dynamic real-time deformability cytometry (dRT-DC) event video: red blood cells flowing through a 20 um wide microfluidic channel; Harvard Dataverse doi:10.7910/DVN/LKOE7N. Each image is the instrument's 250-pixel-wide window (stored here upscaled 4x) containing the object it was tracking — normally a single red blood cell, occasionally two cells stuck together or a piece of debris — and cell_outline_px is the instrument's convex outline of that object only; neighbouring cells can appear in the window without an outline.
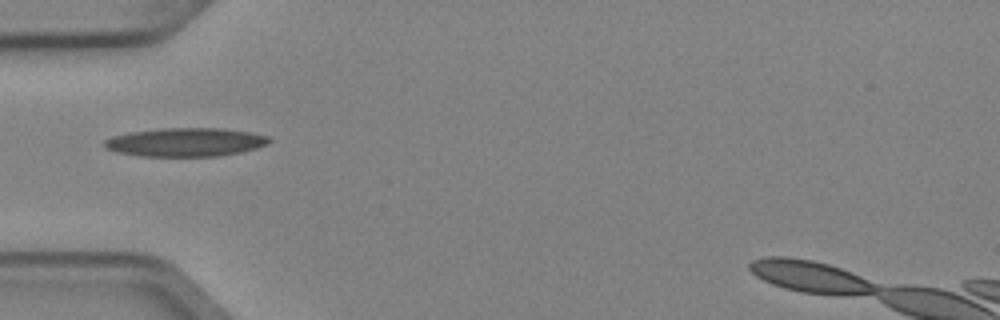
{"species": "Egyptian fruit bat (a non-hibernating species)", "species_latin": "Rousettus aegyptiacus", "temperature_condition": "cold", "stored_images_in_passage": 4, "camera_frame_rate_fps": 3000, "um_per_image_px": 0.085, "animal": {"sex": "female"}, "frame": {"image": 1, "passage_image": 4, "time_ms": 1.0, "image_size_px": [1000, 320], "cell_outline_px": [[272, 140], [268, 144], [256, 148], [240, 152], [216, 156], [140, 156], [116, 152], [104, 148], [104, 140], [112, 136], [128, 132], [160, 128], [224, 128], [252, 132], [268, 136]], "centroid_in_image_um": [15.76, 12.07], "position_along_channel_um": 69.2, "area_um2": 27.69}}